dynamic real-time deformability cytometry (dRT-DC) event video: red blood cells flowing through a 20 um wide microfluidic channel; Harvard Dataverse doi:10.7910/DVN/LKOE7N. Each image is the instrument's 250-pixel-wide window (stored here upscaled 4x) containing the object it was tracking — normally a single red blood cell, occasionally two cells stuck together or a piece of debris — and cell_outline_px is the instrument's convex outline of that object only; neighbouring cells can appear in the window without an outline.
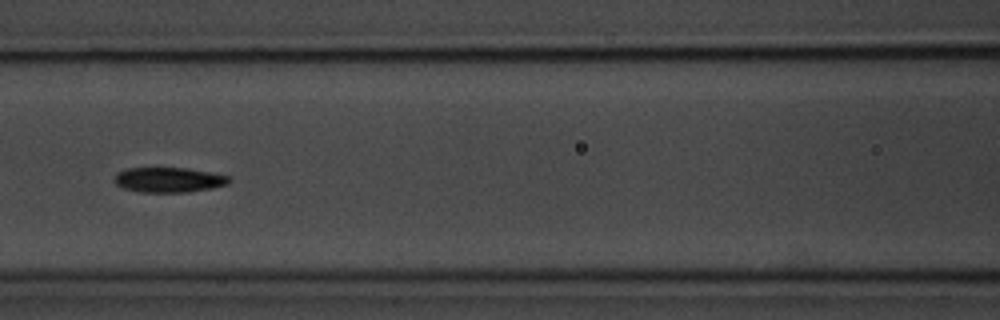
{"species": "common noctule bat (a hibernating species)", "species_latin": "Nyctalus noctula", "temperature_condition": "room temperature", "stored_images_in_passage": 7, "camera_frame_rate_fps": 3000, "um_per_image_px": 0.085, "animal": {"sex": "male", "body_mass_g": 20.1, "forearm_length_mm": 53.5}, "frame": {"image": 1, "passage_image": 7, "time_ms": 7.0, "image_size_px": [1000, 320], "cell_outline_px": [[228, 184], [212, 188], [188, 192], [140, 192], [124, 188], [116, 184], [112, 180], [116, 172], [128, 168], [188, 168], [212, 172], [228, 176]], "centroid_in_image_um": [14.3, 15.28], "position_along_channel_um": 152.3, "area_um2": 16.76}}